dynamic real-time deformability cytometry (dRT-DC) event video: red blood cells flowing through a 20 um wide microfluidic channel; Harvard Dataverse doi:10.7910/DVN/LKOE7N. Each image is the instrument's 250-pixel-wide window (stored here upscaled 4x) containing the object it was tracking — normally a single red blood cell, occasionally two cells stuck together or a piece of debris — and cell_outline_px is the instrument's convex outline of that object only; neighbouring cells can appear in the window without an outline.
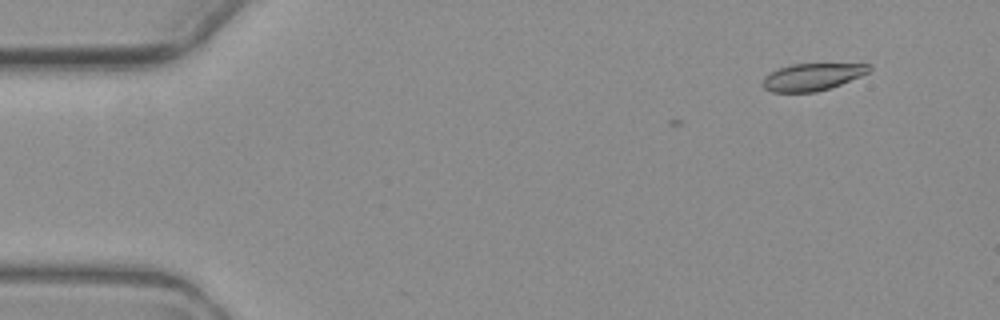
{"species": "common noctule bat (a hibernating species)", "species_latin": "Nyctalus noctula", "temperature_condition": "warm", "stored_images_in_passage": 5, "camera_frame_rate_fps": 3000, "um_per_image_px": 0.085, "animal": {"sex": "female", "body_mass_g": 19.3, "forearm_length_mm": 54.1}, "frame": {"image": 1, "passage_image": 2, "time_ms": 1.0, "image_size_px": [1000, 320], "cell_outline_px": [[872, 68], [868, 72], [860, 76], [840, 84], [816, 92], [772, 92], [764, 88], [760, 84], [764, 76], [780, 68], [792, 64], [868, 64]], "centroid_in_image_um": [68.99, 6.54], "position_along_channel_um": 16.0, "area_um2": 16.65}}